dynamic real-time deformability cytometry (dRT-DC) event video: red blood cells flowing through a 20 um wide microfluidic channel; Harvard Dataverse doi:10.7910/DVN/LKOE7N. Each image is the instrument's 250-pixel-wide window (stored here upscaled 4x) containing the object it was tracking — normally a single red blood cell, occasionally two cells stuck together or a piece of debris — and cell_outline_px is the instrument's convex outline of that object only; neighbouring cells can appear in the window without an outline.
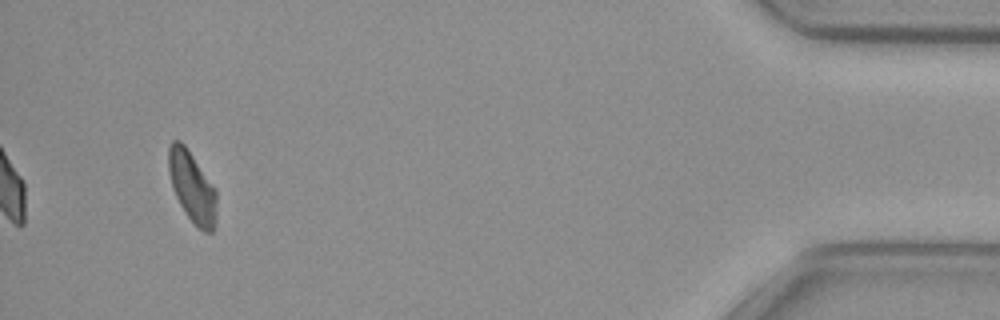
{"species": "common noctule bat (a hibernating species)", "species_latin": "Nyctalus noctula", "temperature_condition": "cold", "stored_images_in_passage": 17, "camera_frame_rate_fps": 3000, "um_per_image_px": 0.085, "animal": {"sex": "female", "body_mass_g": 29.2, "forearm_length_mm": 56.3}, "frame": {"image": 1, "passage_image": 17, "time_ms": 20.333, "image_size_px": [1000, 320], "cell_outline_px": [[216, 220], [212, 232], [204, 232], [184, 212], [172, 188], [168, 172], [168, 148], [172, 140], [180, 140], [184, 144], [216, 188]], "centroid_in_image_um": [16.32, 15.86], "position_along_channel_um": 418.9, "area_um2": 19.83}}